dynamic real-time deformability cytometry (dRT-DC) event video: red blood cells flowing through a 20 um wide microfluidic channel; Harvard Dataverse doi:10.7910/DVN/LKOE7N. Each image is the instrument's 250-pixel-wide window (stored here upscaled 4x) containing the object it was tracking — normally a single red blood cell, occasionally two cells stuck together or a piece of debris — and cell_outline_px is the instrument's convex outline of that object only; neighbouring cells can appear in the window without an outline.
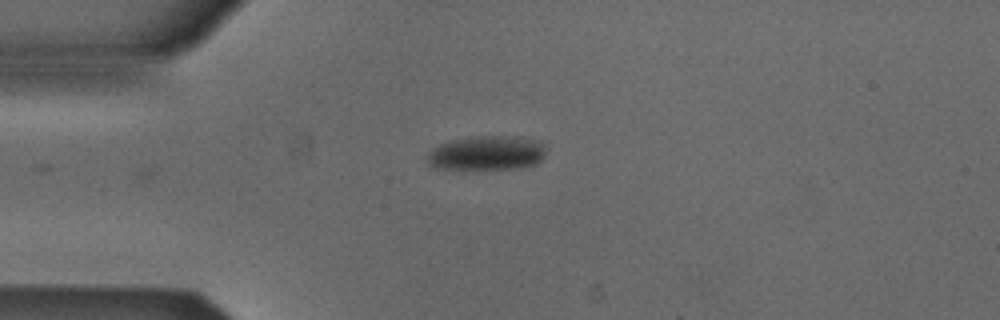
{"species": "Egyptian fruit bat (a non-hibernating species)", "species_latin": "Rousettus aegyptiacus", "temperature_condition": "cold", "stored_images_in_passage": 34, "camera_frame_rate_fps": 3000, "um_per_image_px": 0.085, "animal": {"sex": "male"}, "frame": {"image": 1, "passage_image": 1, "time_ms": 0.0, "image_size_px": [1000, 320], "cell_outline_px": [[544, 156], [536, 164], [516, 168], [436, 168], [428, 164], [428, 152], [432, 148], [440, 144], [452, 140], [480, 136], [504, 136], [532, 140], [544, 144]], "centroid_in_image_um": [41.34, 13.01], "position_along_channel_um": 43.7, "area_um2": 23.12}}
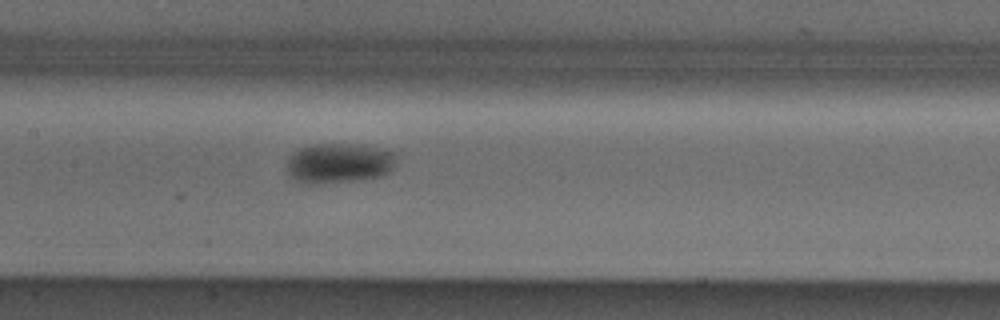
{"frame": {"image": 2, "passage_image": 13, "time_ms": 4.0, "image_size_px": [1000, 320], "cell_outline_px": [[392, 164], [388, 172], [380, 176], [356, 180], [320, 184], [300, 184], [284, 172], [288, 160], [292, 152], [300, 148], [312, 144], [364, 144], [380, 148], [392, 152]], "centroid_in_image_um": [28.68, 13.87], "position_along_channel_um": 178.7, "area_um2": 25.66}}
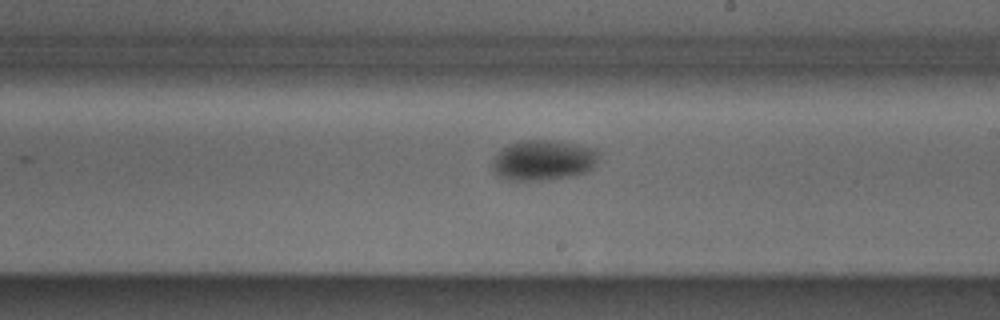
{"frame": {"image": 3, "passage_image": 18, "time_ms": 5.667, "image_size_px": [1000, 320], "cell_outline_px": [[596, 160], [588, 172], [548, 180], [504, 180], [492, 168], [492, 160], [508, 144], [524, 140], [552, 140], [596, 148]], "centroid_in_image_um": [46.15, 13.62], "position_along_channel_um": 242.9, "area_um2": 24.68}, "authors_computed_cell_mechanics": {"area_um2": 24.1026, "velocity_mm_per_s": 3.865, "shape_relaxation_time_tau1_ms": 2.7607, "shape_relaxation_time_tau2_ms": null, "deformation_change_tau1": 0.0914, "deformation_change_tau2": null}}